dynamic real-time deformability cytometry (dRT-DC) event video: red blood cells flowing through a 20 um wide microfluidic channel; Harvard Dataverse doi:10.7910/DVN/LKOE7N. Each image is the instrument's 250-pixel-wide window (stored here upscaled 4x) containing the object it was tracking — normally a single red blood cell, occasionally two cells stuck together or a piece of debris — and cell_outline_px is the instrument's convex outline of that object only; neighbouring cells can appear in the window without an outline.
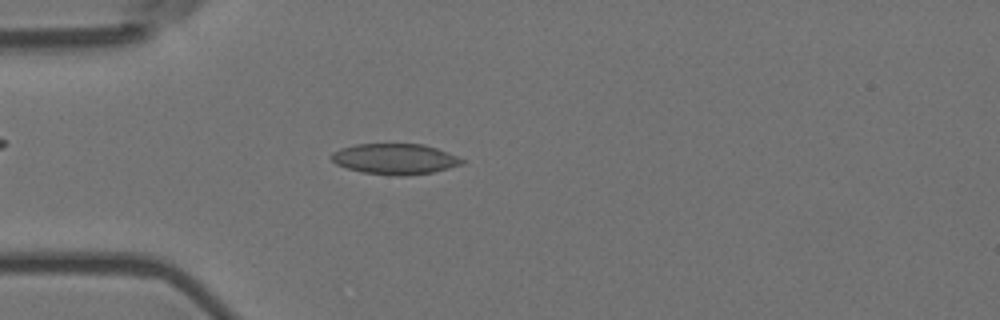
{"species": "Egyptian fruit bat (a non-hibernating species)", "species_latin": "Rousettus aegyptiacus", "temperature_condition": "room temperature", "stored_images_in_passage": 6, "camera_frame_rate_fps": 3000, "um_per_image_px": 0.085, "animal": {"sex": "female"}, "frame": {"image": 1, "passage_image": 5, "time_ms": 1.333, "image_size_px": [1000, 320], "cell_outline_px": [[464, 164], [432, 172], [404, 176], [396, 176], [364, 172], [348, 168], [336, 164], [328, 156], [332, 152], [340, 148], [356, 144], [424, 144], [436, 148], [456, 156], [464, 160]], "centroid_in_image_um": [33.54, 13.51], "position_along_channel_um": 51.5, "area_um2": 23.24}}